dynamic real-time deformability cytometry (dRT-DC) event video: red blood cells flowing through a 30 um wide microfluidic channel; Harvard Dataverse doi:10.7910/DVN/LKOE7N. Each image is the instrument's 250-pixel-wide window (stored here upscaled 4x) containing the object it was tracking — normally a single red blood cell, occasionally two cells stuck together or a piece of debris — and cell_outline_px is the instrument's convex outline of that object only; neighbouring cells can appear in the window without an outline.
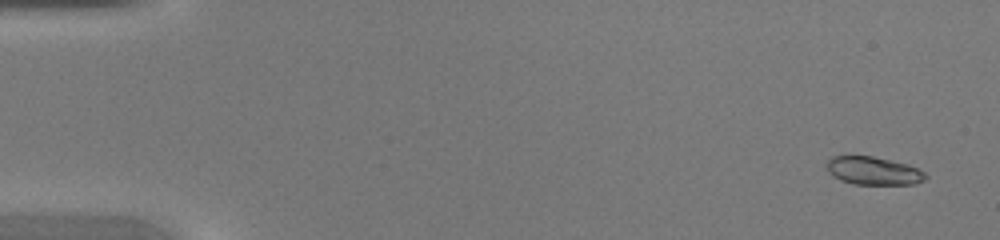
{"species": "common noctule bat (a hibernating species)", "species_latin": "Nyctalus noctula", "temperature_condition": "warm", "stored_images_in_passage": 47, "camera_frame_rate_fps": 3000, "um_per_image_px": 0.085, "animal": {"sex": "female", "body_mass_g": 20.0, "forearm_length_mm": 54.0}, "frame": {"image": 1, "passage_image": 3, "time_ms": 0.667, "image_size_px": [1000, 240], "cell_outline_px": [[928, 176], [924, 180], [916, 184], [852, 184], [840, 180], [832, 176], [828, 172], [824, 164], [832, 156], [872, 156], [908, 164], [924, 172]], "centroid_in_image_um": [74.2, 14.52], "position_along_channel_um": 10.8, "area_um2": 16.3}}
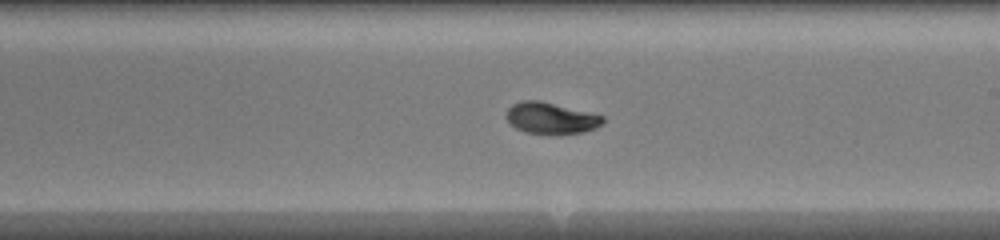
{"frame": {"image": 2, "passage_image": 28, "time_ms": 9.0, "image_size_px": [1000, 240], "cell_outline_px": [[604, 124], [596, 128], [580, 132], [560, 136], [524, 132], [516, 128], [504, 116], [508, 108], [512, 104], [524, 100], [540, 100], [604, 116]], "centroid_in_image_um": [46.83, 10.06], "position_along_channel_um": 242.2, "area_um2": 17.98}}
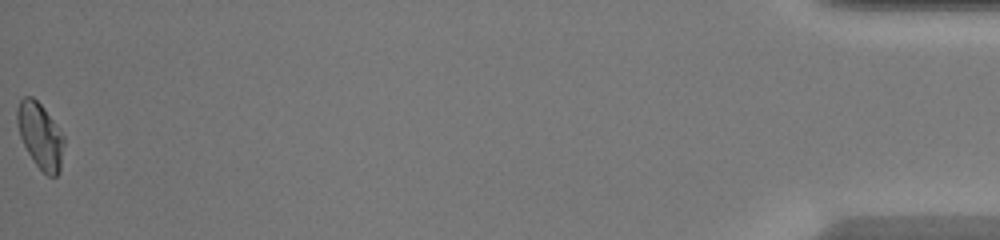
{"frame": {"image": 3, "passage_image": 47, "time_ms": 15.333, "image_size_px": [1000, 240], "cell_outline_px": [[64, 144], [60, 172], [56, 176], [48, 176], [36, 164], [28, 152], [20, 136], [16, 120], [16, 108], [20, 100], [24, 96], [32, 96], [44, 108], [64, 136]], "centroid_in_image_um": [3.42, 11.52], "position_along_channel_um": 431.8, "area_um2": 17.8}}